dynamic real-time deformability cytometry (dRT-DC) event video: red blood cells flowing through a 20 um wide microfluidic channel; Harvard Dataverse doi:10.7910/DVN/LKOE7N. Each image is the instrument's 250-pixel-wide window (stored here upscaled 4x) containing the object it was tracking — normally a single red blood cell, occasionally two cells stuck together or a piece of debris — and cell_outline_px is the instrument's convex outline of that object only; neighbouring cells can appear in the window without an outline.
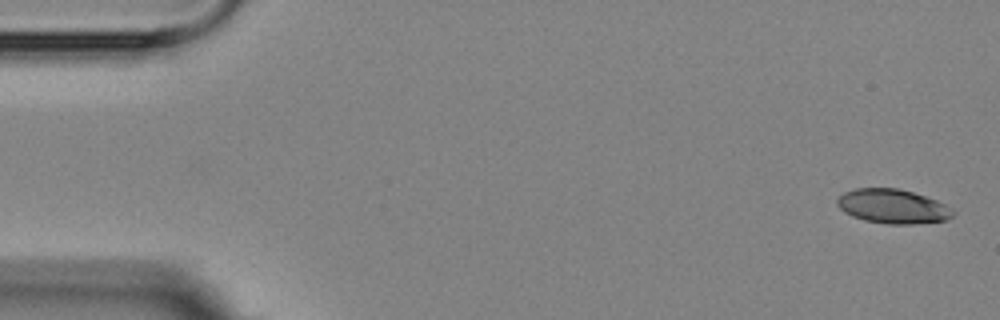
{"species": "Egyptian fruit bat (a non-hibernating species)", "species_latin": "Rousettus aegyptiacus", "temperature_condition": "room temperature", "stored_images_in_passage": 4, "camera_frame_rate_fps": 3000, "um_per_image_px": 0.085, "animal": {"sex": "female"}, "frame": {"image": 1, "passage_image": 1, "time_ms": 0.0, "image_size_px": [1000, 320], "cell_outline_px": [[956, 212], [948, 220], [912, 224], [888, 224], [864, 220], [852, 216], [844, 212], [836, 204], [836, 200], [844, 192], [856, 188], [896, 188], [912, 192], [936, 200], [944, 204]], "centroid_in_image_um": [75.87, 17.54], "position_along_channel_um": 9.1, "area_um2": 23.06}}
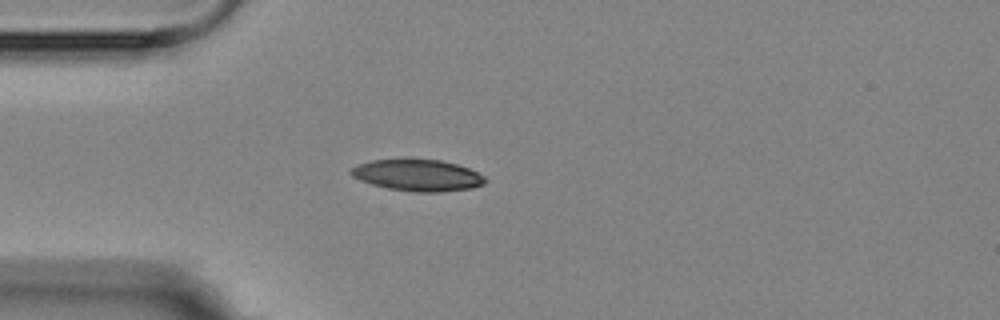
{"frame": {"image": 2, "passage_image": 4, "time_ms": 4.333, "image_size_px": [1000, 320], "cell_outline_px": [[488, 180], [484, 184], [472, 188], [440, 192], [416, 192], [388, 188], [372, 184], [360, 180], [352, 176], [348, 172], [352, 168], [360, 164], [372, 160], [404, 156], [440, 160], [456, 164], [468, 168], [484, 176]], "centroid_in_image_um": [35.48, 14.85], "position_along_channel_um": 49.5, "area_um2": 25.32}}